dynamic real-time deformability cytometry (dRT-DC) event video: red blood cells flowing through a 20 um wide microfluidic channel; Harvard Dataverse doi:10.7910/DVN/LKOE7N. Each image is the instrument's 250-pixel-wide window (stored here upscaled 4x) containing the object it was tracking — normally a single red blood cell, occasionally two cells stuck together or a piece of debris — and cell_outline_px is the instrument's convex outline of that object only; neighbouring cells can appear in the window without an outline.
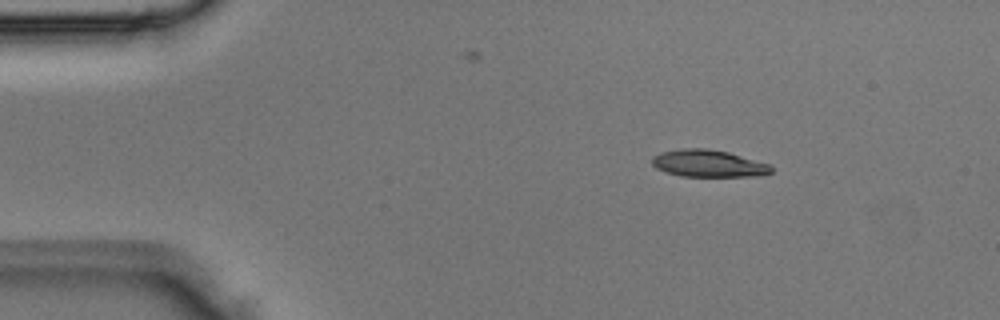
{"species": "Egyptian fruit bat (a non-hibernating species)", "species_latin": "Rousettus aegyptiacus", "temperature_condition": "room temperature", "stored_images_in_passage": 4, "camera_frame_rate_fps": 3000, "um_per_image_px": 0.085, "animal": {"sex": "male"}, "frame": {"image": 1, "passage_image": 2, "time_ms": 0.333, "image_size_px": [1000, 320], "cell_outline_px": [[772, 172], [760, 176], [680, 176], [664, 172], [656, 168], [652, 164], [652, 156], [660, 152], [680, 148], [708, 148], [728, 152], [772, 164]], "centroid_in_image_um": [60.21, 13.89], "position_along_channel_um": 24.8, "area_um2": 19.13}}